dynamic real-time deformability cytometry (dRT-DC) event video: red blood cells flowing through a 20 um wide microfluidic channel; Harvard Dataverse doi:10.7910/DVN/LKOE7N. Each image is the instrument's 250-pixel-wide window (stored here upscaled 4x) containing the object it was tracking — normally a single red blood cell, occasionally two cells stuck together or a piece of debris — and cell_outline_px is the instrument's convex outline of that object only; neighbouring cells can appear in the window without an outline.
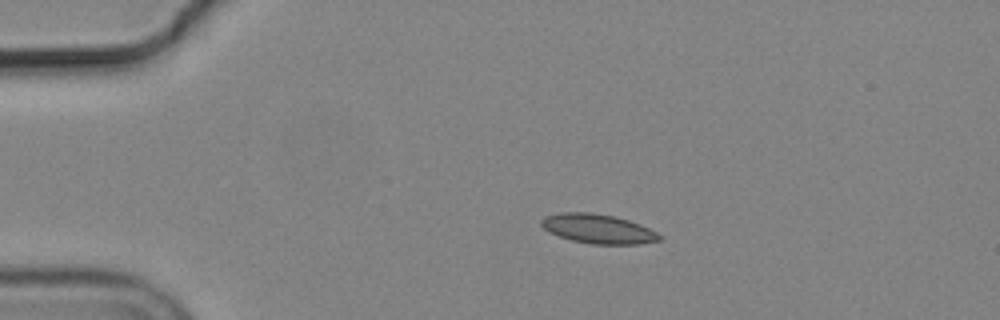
{"species": "common noctule bat (a hibernating species)", "species_latin": "Nyctalus noctula", "temperature_condition": "cold", "stored_images_in_passage": 45, "camera_frame_rate_fps": 3000, "um_per_image_px": 0.085, "animal": {"sex": "male", "body_mass_g": 19.2, "forearm_length_mm": 51.8}, "frame": {"image": 1, "passage_image": 1, "time_ms": 0.0, "image_size_px": [1000, 320], "cell_outline_px": [[664, 236], [660, 240], [640, 244], [592, 244], [572, 240], [548, 232], [540, 224], [540, 220], [544, 216], [560, 212], [588, 212], [616, 216], [640, 224]], "centroid_in_image_um": [50.83, 19.44], "position_along_channel_um": 34.2, "area_um2": 20.29}}
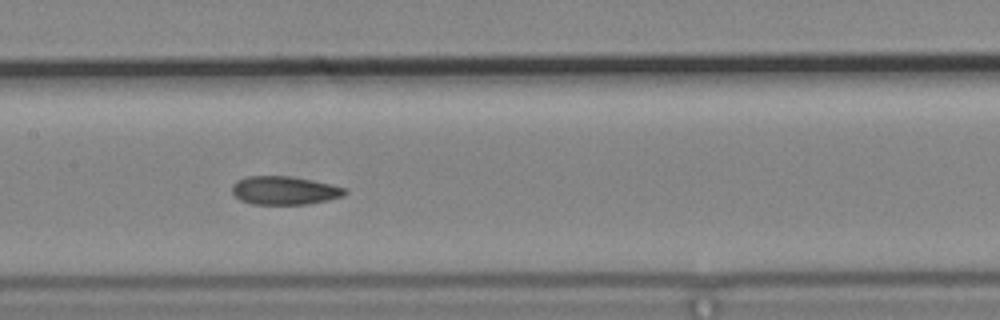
{"frame": {"image": 2, "passage_image": 17, "time_ms": 5.333, "image_size_px": [1000, 320], "cell_outline_px": [[348, 192], [344, 196], [328, 200], [308, 204], [252, 204], [240, 200], [232, 192], [232, 184], [236, 180], [248, 176], [292, 176], [332, 184], [344, 188]], "centroid_in_image_um": [24.18, 16.18], "position_along_channel_um": 183.2, "area_um2": 18.79}}
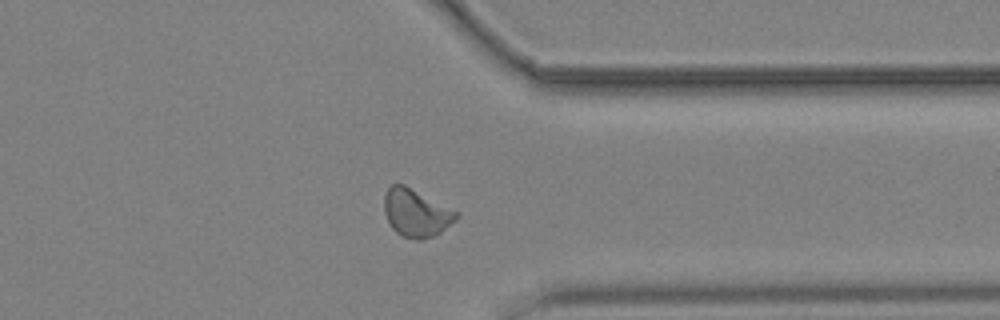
{"frame": {"image": 3, "passage_image": 33, "time_ms": 10.667, "image_size_px": [1000, 320], "cell_outline_px": [[460, 216], [456, 220], [440, 232], [432, 236], [420, 240], [404, 236], [396, 232], [392, 228], [384, 212], [384, 196], [388, 188], [392, 184], [404, 184], [460, 212]], "centroid_in_image_um": [35.39, 18.08], "position_along_channel_um": 376.0, "area_um2": 20.0}, "authors_computed_cell_mechanics": {"area_um2": 19.363, "velocity_mm_per_s": 3.6901, "shape_relaxation_time_tau1_ms": null, "shape_relaxation_time_tau2_ms": 2.068, "deformation_change_tau1": null, "deformation_change_tau2": 0.0829}}